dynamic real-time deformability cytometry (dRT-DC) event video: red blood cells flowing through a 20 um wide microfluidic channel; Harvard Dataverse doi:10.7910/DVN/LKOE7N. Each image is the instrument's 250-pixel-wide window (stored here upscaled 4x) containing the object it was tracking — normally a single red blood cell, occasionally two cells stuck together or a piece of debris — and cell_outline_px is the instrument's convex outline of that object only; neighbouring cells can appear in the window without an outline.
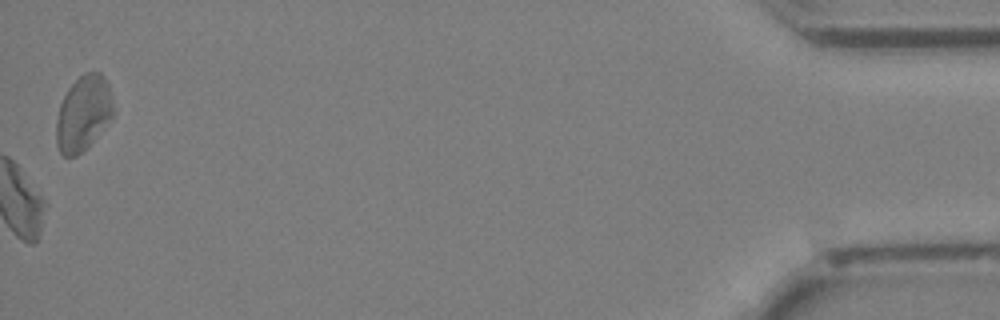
{"species": "Egyptian fruit bat (a non-hibernating species)", "species_latin": "Rousettus aegyptiacus", "temperature_condition": "cold", "stored_images_in_passage": 35, "camera_frame_rate_fps": 3000, "um_per_image_px": 0.085, "animal": {"sex": "female"}, "frame": {"image": 1, "passage_image": 35, "time_ms": 11.333, "image_size_px": [1000, 320], "cell_outline_px": [[112, 116], [88, 148], [76, 156], [64, 156], [60, 152], [56, 144], [56, 120], [60, 104], [68, 88], [84, 72], [100, 72], [104, 76], [108, 84], [112, 96]], "centroid_in_image_um": [7.07, 9.64], "position_along_channel_um": 428.1, "area_um2": 24.91}}